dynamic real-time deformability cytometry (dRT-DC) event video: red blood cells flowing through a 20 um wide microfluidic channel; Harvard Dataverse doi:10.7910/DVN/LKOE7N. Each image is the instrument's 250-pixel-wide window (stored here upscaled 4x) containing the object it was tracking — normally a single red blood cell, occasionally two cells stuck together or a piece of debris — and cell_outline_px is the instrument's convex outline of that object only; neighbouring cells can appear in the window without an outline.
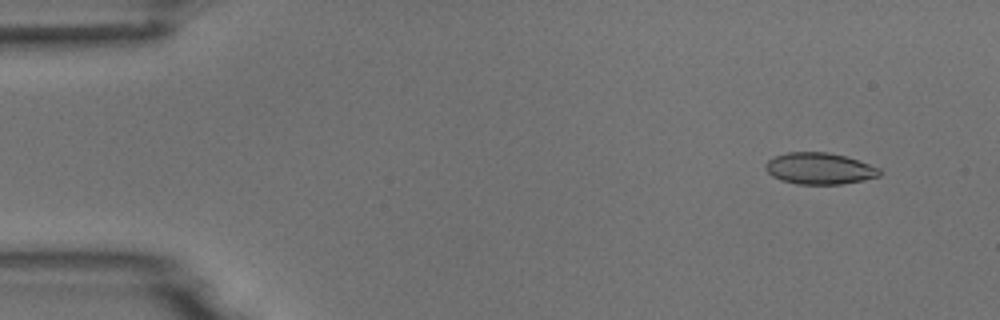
{"species": "common noctule bat (a hibernating species)", "species_latin": "Nyctalus noctula", "temperature_condition": "room temperature", "stored_images_in_passage": 6, "camera_frame_rate_fps": 3000, "um_per_image_px": 0.085, "animal": {"sex": "male", "body_mass_g": 18.8}, "frame": {"image": 1, "passage_image": 2, "time_ms": 1.333, "image_size_px": [1000, 320], "cell_outline_px": [[880, 176], [864, 180], [840, 184], [796, 184], [780, 180], [772, 176], [764, 168], [764, 164], [768, 160], [776, 156], [788, 152], [828, 152], [844, 156], [880, 168]], "centroid_in_image_um": [69.62, 14.33], "position_along_channel_um": 15.4, "area_um2": 20.87}}